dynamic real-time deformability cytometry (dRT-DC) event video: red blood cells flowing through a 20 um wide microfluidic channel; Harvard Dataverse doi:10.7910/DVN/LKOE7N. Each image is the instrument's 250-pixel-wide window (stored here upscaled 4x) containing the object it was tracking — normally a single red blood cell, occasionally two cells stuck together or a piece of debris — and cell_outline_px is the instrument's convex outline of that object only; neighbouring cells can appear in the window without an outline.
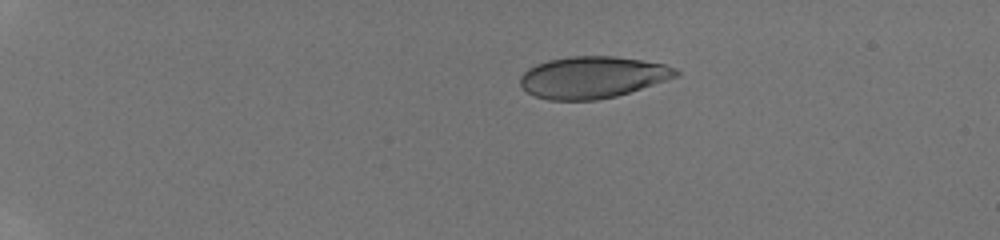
{"species": "human", "species_latin": "Homo sapiens", "temperature_condition": "room temperature", "stored_images_in_passage": 41, "camera_frame_rate_fps": 3000, "um_per_image_px": 0.085, "donor": {"sex": "male"}, "frame": {"image": 1, "passage_image": 1, "time_ms": 0.0, "image_size_px": [1000, 240], "cell_outline_px": [[680, 76], [616, 96], [596, 100], [548, 100], [536, 96], [528, 92], [520, 84], [520, 76], [528, 68], [536, 64], [548, 60], [568, 56], [616, 56], [664, 64], [676, 68], [680, 72]], "centroid_in_image_um": [50.37, 6.56], "position_along_channel_um": 34.6, "area_um2": 37.92}}
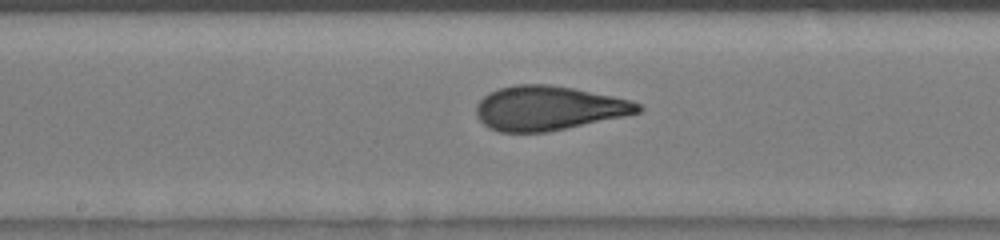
{"frame": {"image": 2, "passage_image": 20, "time_ms": 6.333, "image_size_px": [1000, 240], "cell_outline_px": [[644, 108], [640, 112], [624, 116], [548, 132], [500, 132], [488, 128], [476, 116], [476, 104], [488, 92], [496, 88], [516, 84], [548, 84], [572, 88], [632, 100], [640, 104]], "centroid_in_image_um": [46.59, 9.19], "position_along_channel_um": 201.6, "area_um2": 41.91}}
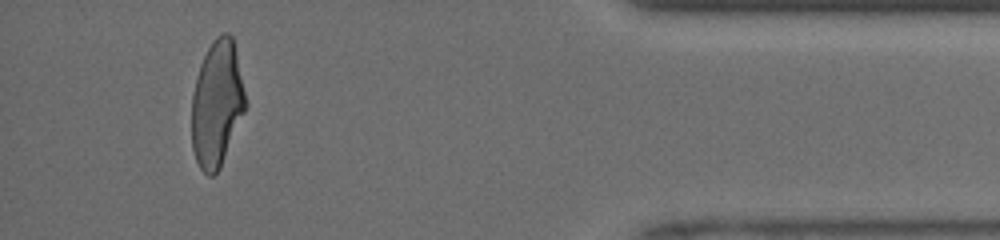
{"frame": {"image": 3, "passage_image": 38, "time_ms": 12.333, "image_size_px": [1000, 240], "cell_outline_px": [[248, 104], [220, 168], [212, 176], [208, 176], [200, 168], [196, 160], [192, 148], [192, 96], [200, 64], [208, 48], [216, 36], [224, 32], [228, 32], [232, 36], [236, 52]], "centroid_in_image_um": [18.45, 8.82], "position_along_channel_um": 416.8, "area_um2": 39.48}, "authors_computed_cell_mechanics": {"area_um2": 40.9802, "velocity_mm_per_s": 4.2326, "shape_relaxation_time_tau1_ms": 4.5157, "shape_relaxation_time_tau2_ms": 0.625, "deformation_change_tau1": 0.1958, "deformation_change_tau2": 0.0616}}